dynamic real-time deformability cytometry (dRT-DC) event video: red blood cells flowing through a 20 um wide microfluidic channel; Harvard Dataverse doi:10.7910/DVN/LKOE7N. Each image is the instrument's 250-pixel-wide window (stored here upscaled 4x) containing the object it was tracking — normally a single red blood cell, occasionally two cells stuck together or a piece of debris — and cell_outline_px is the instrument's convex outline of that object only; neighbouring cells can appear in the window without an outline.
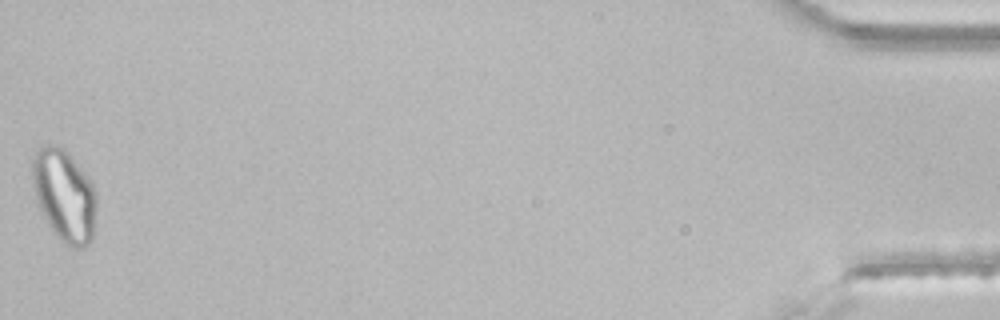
{"species": "common noctule bat (a hibernating species)", "species_latin": "Nyctalus noctula", "temperature_condition": "room temperature", "stored_images_in_passage": 39, "segment_of_instrument_passage": [2, 2], "camera_frame_rate_fps": 3000, "um_per_image_px": 0.085, "animal": {"sex": "male", "body_mass_g": 21.5, "forearm_length_mm": 52.0}, "frame": {"image": 1, "passage_image": 39, "time_ms": 12.667, "image_size_px": [1000, 320], "cell_outline_px": [[96, 208], [92, 240], [84, 248], [72, 248], [64, 244], [56, 236], [48, 224], [40, 208], [36, 196], [32, 176], [32, 160], [36, 148], [40, 144], [48, 144], [64, 148], [68, 152], [84, 172], [92, 184], [96, 192]], "centroid_in_image_um": [5.47, 16.61], "position_along_channel_um": 429.7, "area_um2": 34.51}}